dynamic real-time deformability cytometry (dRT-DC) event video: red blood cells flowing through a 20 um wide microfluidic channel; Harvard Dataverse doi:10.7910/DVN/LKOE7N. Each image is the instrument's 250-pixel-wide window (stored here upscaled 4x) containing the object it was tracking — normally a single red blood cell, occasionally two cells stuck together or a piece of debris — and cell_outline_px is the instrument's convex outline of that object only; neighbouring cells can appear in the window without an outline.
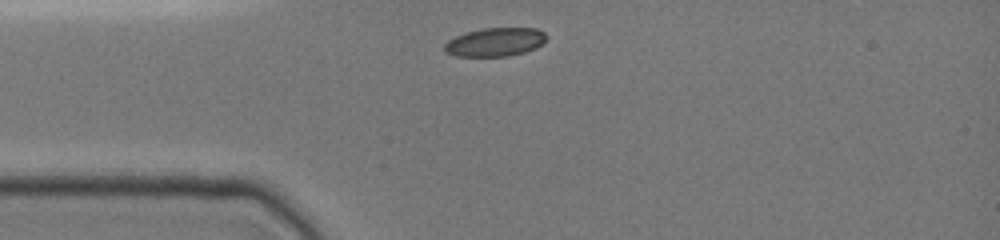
{"species": "common noctule bat (a hibernating species)", "species_latin": "Nyctalus noctula", "temperature_condition": "cold", "stored_images_in_passage": 1, "camera_frame_rate_fps": 3000, "um_per_image_px": 0.085, "animal": {"sex": "female", "body_mass_g": 19.0, "forearm_length_mm": 51.5}, "frame": {"image": 1, "passage_image": 1, "time_ms": 0.0, "image_size_px": [1000, 240], "cell_outline_px": [[548, 36], [544, 44], [536, 48], [524, 52], [508, 56], [456, 56], [444, 52], [444, 44], [448, 40], [456, 36], [480, 28], [536, 28], [544, 32]], "centroid_in_image_um": [42.11, 3.57], "position_along_channel_um": 42.9, "area_um2": 17.11}}